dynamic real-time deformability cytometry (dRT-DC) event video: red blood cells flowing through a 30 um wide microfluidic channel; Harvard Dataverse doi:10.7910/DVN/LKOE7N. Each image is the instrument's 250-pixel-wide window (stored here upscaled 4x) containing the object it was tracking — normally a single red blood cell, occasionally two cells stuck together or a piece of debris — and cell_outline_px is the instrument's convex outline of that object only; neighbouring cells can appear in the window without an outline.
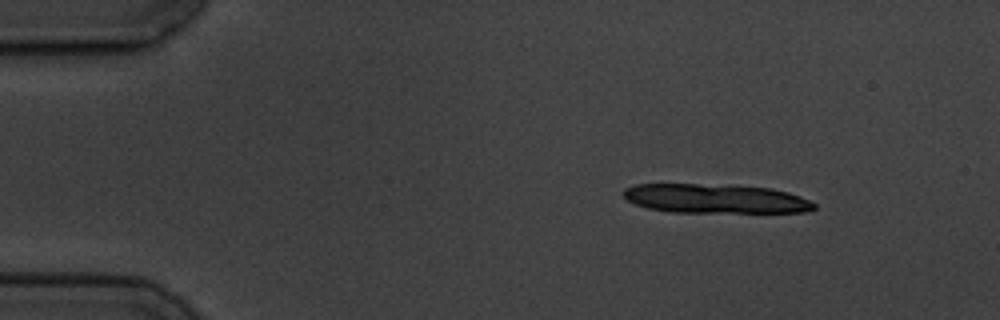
{"species": "common noctule bat (a hibernating species)", "species_latin": "Nyctalus noctula", "temperature_condition": "cold", "stored_images_in_passage": 4, "camera_frame_rate_fps": 3000, "um_per_image_px": 0.085, "animal": {"sex": "male", "body_mass_g": 19.5, "forearm_length_mm": 54.6}, "frame": {"image": 1, "passage_image": 1, "time_ms": 0.0, "image_size_px": [1000, 320], "cell_outline_px": [[816, 208], [804, 212], [672, 212], [648, 208], [636, 204], [628, 200], [620, 192], [624, 188], [636, 184], [696, 184], [772, 188], [788, 192], [800, 196], [816, 204]], "centroid_in_image_um": [60.78, 16.89], "position_along_channel_um": 24.2, "area_um2": 32.25}}